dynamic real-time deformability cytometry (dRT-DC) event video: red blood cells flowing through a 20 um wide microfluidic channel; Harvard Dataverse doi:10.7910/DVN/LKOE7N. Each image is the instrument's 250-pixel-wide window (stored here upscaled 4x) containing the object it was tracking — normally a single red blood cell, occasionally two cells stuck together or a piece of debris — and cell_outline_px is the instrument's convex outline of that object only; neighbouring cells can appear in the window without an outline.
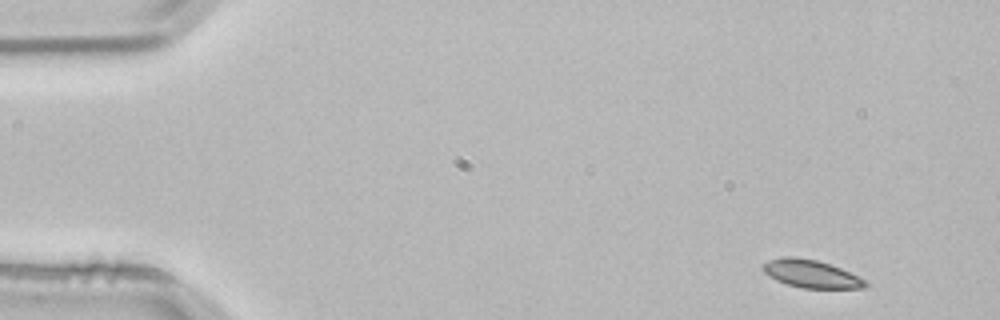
{"species": "common noctule bat (a hibernating species)", "species_latin": "Nyctalus noctula", "temperature_condition": "room temperature", "stored_images_in_passage": 3, "camera_frame_rate_fps": 3000, "um_per_image_px": 0.085, "animal": {"sex": "male", "body_mass_g": 21.5, "forearm_length_mm": 52.0}, "frame": {"image": 1, "passage_image": 1, "time_ms": 0.0, "image_size_px": [1000, 320], "cell_outline_px": [[868, 284], [864, 288], [804, 288], [788, 284], [776, 280], [768, 276], [760, 268], [768, 260], [784, 256], [792, 256], [816, 260], [840, 268], [864, 280]], "centroid_in_image_um": [68.88, 23.27], "position_along_channel_um": 16.1, "area_um2": 16.36}}
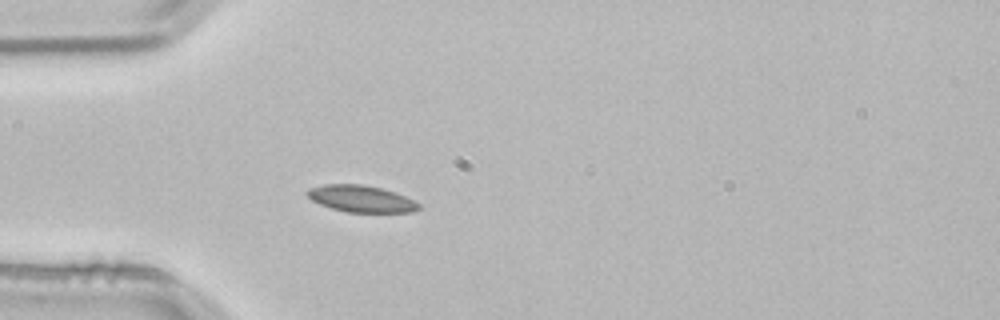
{"frame": {"image": 2, "passage_image": 3, "time_ms": 0.667, "image_size_px": [1000, 320], "cell_outline_px": [[420, 208], [412, 212], [348, 212], [332, 208], [320, 204], [312, 200], [304, 192], [308, 188], [324, 184], [364, 184], [396, 192], [420, 204]], "centroid_in_image_um": [30.67, 16.88], "position_along_channel_um": 54.3, "area_um2": 17.34}}